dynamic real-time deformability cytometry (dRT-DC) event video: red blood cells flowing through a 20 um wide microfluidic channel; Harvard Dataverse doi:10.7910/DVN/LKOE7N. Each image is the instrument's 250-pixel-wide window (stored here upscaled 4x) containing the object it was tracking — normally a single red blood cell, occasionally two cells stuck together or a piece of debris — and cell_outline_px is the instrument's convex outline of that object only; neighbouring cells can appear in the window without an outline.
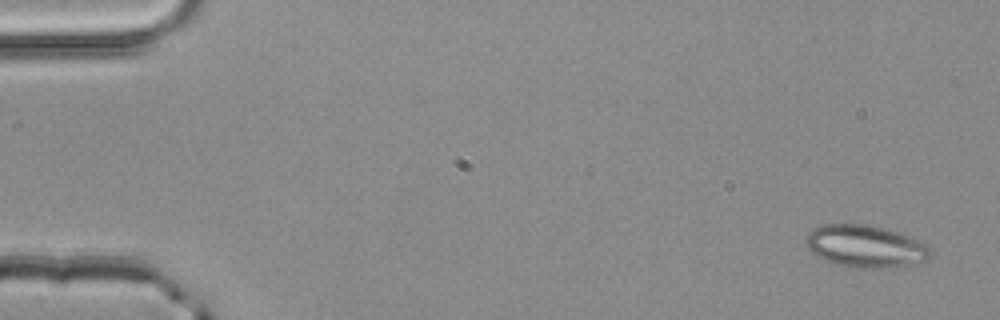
{"species": "common noctule bat (a hibernating species)", "species_latin": "Nyctalus noctula", "temperature_condition": "room temperature", "stored_images_in_passage": 4, "camera_frame_rate_fps": 3000, "um_per_image_px": 0.085, "animal": {"sex": "male", "body_mass_g": 20.4}, "frame": {"image": 1, "passage_image": 1, "time_ms": 0.0, "image_size_px": [1000, 320], "cell_outline_px": [[932, 256], [928, 260], [880, 268], [856, 268], [836, 264], [816, 256], [808, 248], [804, 240], [808, 232], [812, 228], [824, 224], [872, 224], [900, 232], [928, 244], [932, 248]], "centroid_in_image_um": [73.56, 20.91], "position_along_channel_um": 11.4, "area_um2": 30.98}}